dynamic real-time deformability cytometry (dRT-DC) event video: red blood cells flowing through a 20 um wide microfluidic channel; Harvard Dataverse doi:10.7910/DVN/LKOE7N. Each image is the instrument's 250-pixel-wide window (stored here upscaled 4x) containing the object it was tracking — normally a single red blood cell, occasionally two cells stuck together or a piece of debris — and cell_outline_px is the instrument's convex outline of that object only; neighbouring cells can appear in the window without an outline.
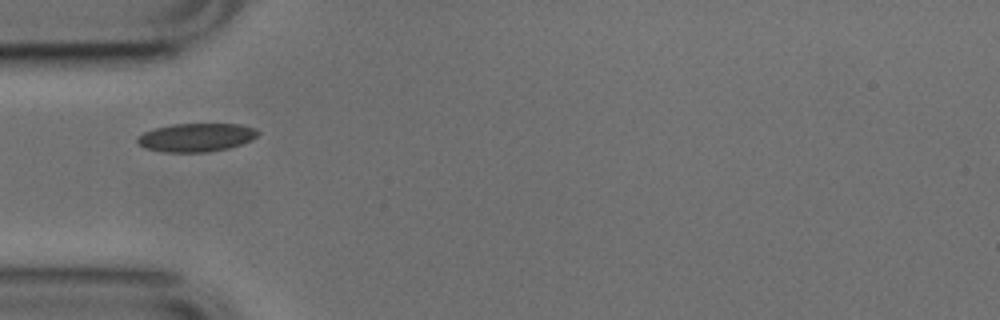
{"species": "common noctule bat (a hibernating species)", "species_latin": "Nyctalus noctula", "temperature_condition": "cold", "stored_images_in_passage": 37, "camera_frame_rate_fps": 3000, "um_per_image_px": 0.085, "animal": {"sex": "male", "body_mass_g": 17.9, "forearm_length_mm": 54.2}, "frame": {"image": 1, "passage_image": 1, "time_ms": 0.0, "image_size_px": [1000, 320], "cell_outline_px": [[260, 132], [252, 140], [228, 148], [208, 152], [164, 152], [144, 148], [136, 140], [136, 136], [144, 132], [156, 128], [172, 124], [240, 124], [256, 128]], "centroid_in_image_um": [16.68, 11.68], "position_along_channel_um": 68.3, "area_um2": 20.0}}
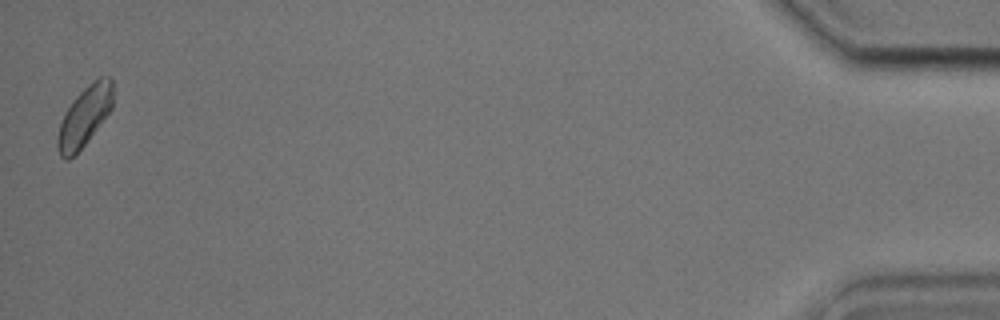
{"frame": {"image": 2, "passage_image": 37, "time_ms": 12.0, "image_size_px": [1000, 320], "cell_outline_px": [[112, 108], [88, 140], [68, 160], [64, 160], [60, 156], [56, 148], [56, 136], [64, 112], [76, 96], [92, 80], [100, 76], [112, 76]], "centroid_in_image_um": [7.16, 9.87], "position_along_channel_um": 428.0, "area_um2": 19.31}, "authors_computed_cell_mechanics": {"area_um2": 19.3052, "velocity_mm_per_s": 3.7609, "shape_relaxation_time_tau1_ms": 3.152, "shape_relaxation_time_tau2_ms": 4.6481, "deformation_change_tau1": 0.0505, "deformation_change_tau2": 0.0843}}